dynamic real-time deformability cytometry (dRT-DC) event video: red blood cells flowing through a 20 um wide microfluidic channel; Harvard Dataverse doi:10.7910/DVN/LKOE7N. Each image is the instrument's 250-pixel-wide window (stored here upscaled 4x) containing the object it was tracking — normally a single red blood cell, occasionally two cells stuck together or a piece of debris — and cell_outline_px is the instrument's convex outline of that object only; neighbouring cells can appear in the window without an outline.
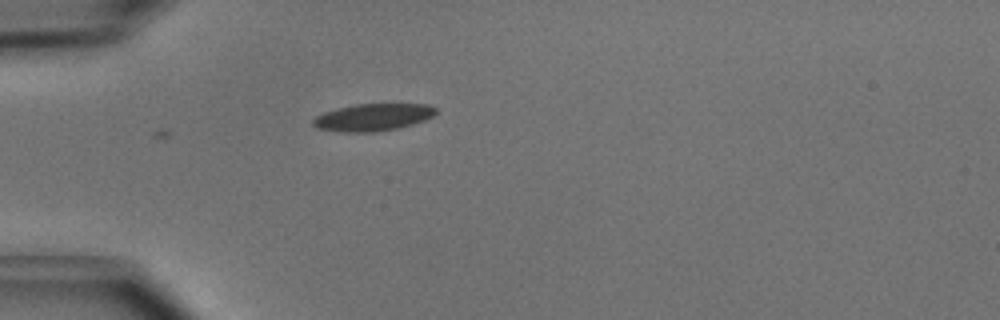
{"species": "common noctule bat (a hibernating species)", "species_latin": "Nyctalus noctula", "temperature_condition": "cold", "stored_images_in_passage": 3, "camera_frame_rate_fps": 3000, "um_per_image_px": 0.085, "animal": {"sex": "male", "body_mass_g": 15.6}, "frame": {"image": 1, "passage_image": 3, "time_ms": 0.667, "image_size_px": [1000, 320], "cell_outline_px": [[436, 112], [432, 116], [424, 120], [412, 124], [396, 128], [372, 132], [344, 132], [316, 128], [312, 124], [312, 120], [316, 116], [324, 112], [336, 108], [356, 104], [428, 104], [436, 108]], "centroid_in_image_um": [31.66, 9.96], "position_along_channel_um": 53.3, "area_um2": 19.36}}